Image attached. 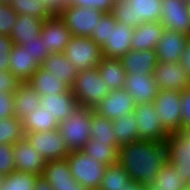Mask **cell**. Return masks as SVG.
I'll return each instance as SVG.
<instances>
[{"label": "cell", "instance_id": "1", "mask_svg": "<svg viewBox=\"0 0 190 190\" xmlns=\"http://www.w3.org/2000/svg\"><path fill=\"white\" fill-rule=\"evenodd\" d=\"M168 162L167 149L163 142L138 139L120 146L118 162L132 181L146 187L155 184L160 169Z\"/></svg>", "mask_w": 190, "mask_h": 190}, {"label": "cell", "instance_id": "2", "mask_svg": "<svg viewBox=\"0 0 190 190\" xmlns=\"http://www.w3.org/2000/svg\"><path fill=\"white\" fill-rule=\"evenodd\" d=\"M162 0H115L111 14L117 22L135 29L145 22H159Z\"/></svg>", "mask_w": 190, "mask_h": 190}, {"label": "cell", "instance_id": "3", "mask_svg": "<svg viewBox=\"0 0 190 190\" xmlns=\"http://www.w3.org/2000/svg\"><path fill=\"white\" fill-rule=\"evenodd\" d=\"M93 109L78 106L64 121L58 124V131L65 139L68 150L80 151L90 139Z\"/></svg>", "mask_w": 190, "mask_h": 190}, {"label": "cell", "instance_id": "4", "mask_svg": "<svg viewBox=\"0 0 190 190\" xmlns=\"http://www.w3.org/2000/svg\"><path fill=\"white\" fill-rule=\"evenodd\" d=\"M103 82L104 79L100 77L97 67L78 72L71 87L78 105L95 109L103 98L111 92Z\"/></svg>", "mask_w": 190, "mask_h": 190}, {"label": "cell", "instance_id": "5", "mask_svg": "<svg viewBox=\"0 0 190 190\" xmlns=\"http://www.w3.org/2000/svg\"><path fill=\"white\" fill-rule=\"evenodd\" d=\"M73 178L87 190H98L106 171V165L83 151H71L65 158Z\"/></svg>", "mask_w": 190, "mask_h": 190}, {"label": "cell", "instance_id": "6", "mask_svg": "<svg viewBox=\"0 0 190 190\" xmlns=\"http://www.w3.org/2000/svg\"><path fill=\"white\" fill-rule=\"evenodd\" d=\"M165 145L168 163L178 170L180 181L190 185V128L169 134Z\"/></svg>", "mask_w": 190, "mask_h": 190}, {"label": "cell", "instance_id": "7", "mask_svg": "<svg viewBox=\"0 0 190 190\" xmlns=\"http://www.w3.org/2000/svg\"><path fill=\"white\" fill-rule=\"evenodd\" d=\"M63 53L78 72L96 68L103 58L102 47L85 36H72Z\"/></svg>", "mask_w": 190, "mask_h": 190}, {"label": "cell", "instance_id": "8", "mask_svg": "<svg viewBox=\"0 0 190 190\" xmlns=\"http://www.w3.org/2000/svg\"><path fill=\"white\" fill-rule=\"evenodd\" d=\"M103 14L96 9L69 4L57 15L69 28L72 36L90 37Z\"/></svg>", "mask_w": 190, "mask_h": 190}, {"label": "cell", "instance_id": "9", "mask_svg": "<svg viewBox=\"0 0 190 190\" xmlns=\"http://www.w3.org/2000/svg\"><path fill=\"white\" fill-rule=\"evenodd\" d=\"M154 105L160 114L161 124L168 134L176 133L182 128L181 91L159 89Z\"/></svg>", "mask_w": 190, "mask_h": 190}, {"label": "cell", "instance_id": "10", "mask_svg": "<svg viewBox=\"0 0 190 190\" xmlns=\"http://www.w3.org/2000/svg\"><path fill=\"white\" fill-rule=\"evenodd\" d=\"M134 114L140 139L152 142H166L169 134L161 124V117L156 111L154 102L136 105Z\"/></svg>", "mask_w": 190, "mask_h": 190}, {"label": "cell", "instance_id": "11", "mask_svg": "<svg viewBox=\"0 0 190 190\" xmlns=\"http://www.w3.org/2000/svg\"><path fill=\"white\" fill-rule=\"evenodd\" d=\"M25 136L46 162L63 160L70 153L65 139L58 129L47 132L25 133Z\"/></svg>", "mask_w": 190, "mask_h": 190}, {"label": "cell", "instance_id": "12", "mask_svg": "<svg viewBox=\"0 0 190 190\" xmlns=\"http://www.w3.org/2000/svg\"><path fill=\"white\" fill-rule=\"evenodd\" d=\"M135 107L134 98L123 87L108 93L94 110L99 115L114 120L133 113Z\"/></svg>", "mask_w": 190, "mask_h": 190}, {"label": "cell", "instance_id": "13", "mask_svg": "<svg viewBox=\"0 0 190 190\" xmlns=\"http://www.w3.org/2000/svg\"><path fill=\"white\" fill-rule=\"evenodd\" d=\"M160 23L165 29L190 36V8L182 0H162Z\"/></svg>", "mask_w": 190, "mask_h": 190}, {"label": "cell", "instance_id": "14", "mask_svg": "<svg viewBox=\"0 0 190 190\" xmlns=\"http://www.w3.org/2000/svg\"><path fill=\"white\" fill-rule=\"evenodd\" d=\"M154 79L161 90L184 91L190 88V77L179 62H159L154 70Z\"/></svg>", "mask_w": 190, "mask_h": 190}, {"label": "cell", "instance_id": "15", "mask_svg": "<svg viewBox=\"0 0 190 190\" xmlns=\"http://www.w3.org/2000/svg\"><path fill=\"white\" fill-rule=\"evenodd\" d=\"M14 162L15 170L42 175L46 161L43 156L32 146L30 141L24 136L18 140L14 145Z\"/></svg>", "mask_w": 190, "mask_h": 190}, {"label": "cell", "instance_id": "16", "mask_svg": "<svg viewBox=\"0 0 190 190\" xmlns=\"http://www.w3.org/2000/svg\"><path fill=\"white\" fill-rule=\"evenodd\" d=\"M71 37L69 28L58 15L44 20L40 38L47 45L49 53H63Z\"/></svg>", "mask_w": 190, "mask_h": 190}, {"label": "cell", "instance_id": "17", "mask_svg": "<svg viewBox=\"0 0 190 190\" xmlns=\"http://www.w3.org/2000/svg\"><path fill=\"white\" fill-rule=\"evenodd\" d=\"M134 30L123 23L110 24L108 41L102 46L103 57L120 59L131 49Z\"/></svg>", "mask_w": 190, "mask_h": 190}, {"label": "cell", "instance_id": "18", "mask_svg": "<svg viewBox=\"0 0 190 190\" xmlns=\"http://www.w3.org/2000/svg\"><path fill=\"white\" fill-rule=\"evenodd\" d=\"M189 38V35L179 31L164 29L161 39L155 47L158 61L167 63L179 62L181 53Z\"/></svg>", "mask_w": 190, "mask_h": 190}, {"label": "cell", "instance_id": "19", "mask_svg": "<svg viewBox=\"0 0 190 190\" xmlns=\"http://www.w3.org/2000/svg\"><path fill=\"white\" fill-rule=\"evenodd\" d=\"M124 88L134 98L136 105L154 102L160 89L152 74H127Z\"/></svg>", "mask_w": 190, "mask_h": 190}, {"label": "cell", "instance_id": "20", "mask_svg": "<svg viewBox=\"0 0 190 190\" xmlns=\"http://www.w3.org/2000/svg\"><path fill=\"white\" fill-rule=\"evenodd\" d=\"M40 105L53 114L59 122L71 116L79 106L71 88L60 94L41 96Z\"/></svg>", "mask_w": 190, "mask_h": 190}, {"label": "cell", "instance_id": "21", "mask_svg": "<svg viewBox=\"0 0 190 190\" xmlns=\"http://www.w3.org/2000/svg\"><path fill=\"white\" fill-rule=\"evenodd\" d=\"M127 74H154L158 58L155 50H130L120 58Z\"/></svg>", "mask_w": 190, "mask_h": 190}, {"label": "cell", "instance_id": "22", "mask_svg": "<svg viewBox=\"0 0 190 190\" xmlns=\"http://www.w3.org/2000/svg\"><path fill=\"white\" fill-rule=\"evenodd\" d=\"M41 65L22 46L14 44L9 71L22 83L27 82Z\"/></svg>", "mask_w": 190, "mask_h": 190}, {"label": "cell", "instance_id": "23", "mask_svg": "<svg viewBox=\"0 0 190 190\" xmlns=\"http://www.w3.org/2000/svg\"><path fill=\"white\" fill-rule=\"evenodd\" d=\"M164 29V26L160 22L142 23L134 30L131 49L137 51L155 50Z\"/></svg>", "mask_w": 190, "mask_h": 190}, {"label": "cell", "instance_id": "24", "mask_svg": "<svg viewBox=\"0 0 190 190\" xmlns=\"http://www.w3.org/2000/svg\"><path fill=\"white\" fill-rule=\"evenodd\" d=\"M41 67L47 72L54 74V76L65 82L70 88L78 75L75 65L67 60L64 53H50Z\"/></svg>", "mask_w": 190, "mask_h": 190}, {"label": "cell", "instance_id": "25", "mask_svg": "<svg viewBox=\"0 0 190 190\" xmlns=\"http://www.w3.org/2000/svg\"><path fill=\"white\" fill-rule=\"evenodd\" d=\"M43 22V19L31 15H18L10 34L13 44L23 46L26 41L36 39L40 36Z\"/></svg>", "mask_w": 190, "mask_h": 190}, {"label": "cell", "instance_id": "26", "mask_svg": "<svg viewBox=\"0 0 190 190\" xmlns=\"http://www.w3.org/2000/svg\"><path fill=\"white\" fill-rule=\"evenodd\" d=\"M14 98V116L21 121L31 110H35L40 106L41 95L33 89L27 82L21 83L15 92Z\"/></svg>", "mask_w": 190, "mask_h": 190}, {"label": "cell", "instance_id": "27", "mask_svg": "<svg viewBox=\"0 0 190 190\" xmlns=\"http://www.w3.org/2000/svg\"><path fill=\"white\" fill-rule=\"evenodd\" d=\"M27 83L41 96L60 94L70 88L65 82L59 80L54 74L47 72L41 66L34 72Z\"/></svg>", "mask_w": 190, "mask_h": 190}, {"label": "cell", "instance_id": "28", "mask_svg": "<svg viewBox=\"0 0 190 190\" xmlns=\"http://www.w3.org/2000/svg\"><path fill=\"white\" fill-rule=\"evenodd\" d=\"M99 75L104 84L112 90L124 87L127 73L120 59L103 57L97 66Z\"/></svg>", "mask_w": 190, "mask_h": 190}, {"label": "cell", "instance_id": "29", "mask_svg": "<svg viewBox=\"0 0 190 190\" xmlns=\"http://www.w3.org/2000/svg\"><path fill=\"white\" fill-rule=\"evenodd\" d=\"M41 176L51 183L54 190L71 187L76 182L66 159L46 162Z\"/></svg>", "mask_w": 190, "mask_h": 190}, {"label": "cell", "instance_id": "30", "mask_svg": "<svg viewBox=\"0 0 190 190\" xmlns=\"http://www.w3.org/2000/svg\"><path fill=\"white\" fill-rule=\"evenodd\" d=\"M59 123L57 118L41 105L35 110H31L22 120L24 134L52 131L58 129Z\"/></svg>", "mask_w": 190, "mask_h": 190}, {"label": "cell", "instance_id": "31", "mask_svg": "<svg viewBox=\"0 0 190 190\" xmlns=\"http://www.w3.org/2000/svg\"><path fill=\"white\" fill-rule=\"evenodd\" d=\"M81 151L106 166L118 162L119 147L117 142H94L89 139Z\"/></svg>", "mask_w": 190, "mask_h": 190}, {"label": "cell", "instance_id": "32", "mask_svg": "<svg viewBox=\"0 0 190 190\" xmlns=\"http://www.w3.org/2000/svg\"><path fill=\"white\" fill-rule=\"evenodd\" d=\"M137 125L134 112L113 120V132L115 134L118 147L140 139Z\"/></svg>", "mask_w": 190, "mask_h": 190}, {"label": "cell", "instance_id": "33", "mask_svg": "<svg viewBox=\"0 0 190 190\" xmlns=\"http://www.w3.org/2000/svg\"><path fill=\"white\" fill-rule=\"evenodd\" d=\"M9 5L19 15H31L43 20L54 16L42 0H11Z\"/></svg>", "mask_w": 190, "mask_h": 190}, {"label": "cell", "instance_id": "34", "mask_svg": "<svg viewBox=\"0 0 190 190\" xmlns=\"http://www.w3.org/2000/svg\"><path fill=\"white\" fill-rule=\"evenodd\" d=\"M113 131V120L99 115L93 109L90 139L94 142H117Z\"/></svg>", "mask_w": 190, "mask_h": 190}, {"label": "cell", "instance_id": "35", "mask_svg": "<svg viewBox=\"0 0 190 190\" xmlns=\"http://www.w3.org/2000/svg\"><path fill=\"white\" fill-rule=\"evenodd\" d=\"M130 181L131 178L123 167L117 163L108 165L98 190H121Z\"/></svg>", "mask_w": 190, "mask_h": 190}, {"label": "cell", "instance_id": "36", "mask_svg": "<svg viewBox=\"0 0 190 190\" xmlns=\"http://www.w3.org/2000/svg\"><path fill=\"white\" fill-rule=\"evenodd\" d=\"M38 175L14 171L2 177L0 190H34Z\"/></svg>", "mask_w": 190, "mask_h": 190}, {"label": "cell", "instance_id": "37", "mask_svg": "<svg viewBox=\"0 0 190 190\" xmlns=\"http://www.w3.org/2000/svg\"><path fill=\"white\" fill-rule=\"evenodd\" d=\"M152 187L157 190H185L186 185L180 181L178 170L167 162L160 169Z\"/></svg>", "mask_w": 190, "mask_h": 190}, {"label": "cell", "instance_id": "38", "mask_svg": "<svg viewBox=\"0 0 190 190\" xmlns=\"http://www.w3.org/2000/svg\"><path fill=\"white\" fill-rule=\"evenodd\" d=\"M24 136L22 121L18 117L0 119V144L14 145Z\"/></svg>", "mask_w": 190, "mask_h": 190}, {"label": "cell", "instance_id": "39", "mask_svg": "<svg viewBox=\"0 0 190 190\" xmlns=\"http://www.w3.org/2000/svg\"><path fill=\"white\" fill-rule=\"evenodd\" d=\"M110 24H117L115 17L111 13H104L98 22L95 31L91 33L90 38L101 47L108 41L110 33Z\"/></svg>", "mask_w": 190, "mask_h": 190}, {"label": "cell", "instance_id": "40", "mask_svg": "<svg viewBox=\"0 0 190 190\" xmlns=\"http://www.w3.org/2000/svg\"><path fill=\"white\" fill-rule=\"evenodd\" d=\"M9 4L0 3V35H10L18 18Z\"/></svg>", "mask_w": 190, "mask_h": 190}, {"label": "cell", "instance_id": "41", "mask_svg": "<svg viewBox=\"0 0 190 190\" xmlns=\"http://www.w3.org/2000/svg\"><path fill=\"white\" fill-rule=\"evenodd\" d=\"M14 149L12 144H0V175L2 177L15 171Z\"/></svg>", "mask_w": 190, "mask_h": 190}, {"label": "cell", "instance_id": "42", "mask_svg": "<svg viewBox=\"0 0 190 190\" xmlns=\"http://www.w3.org/2000/svg\"><path fill=\"white\" fill-rule=\"evenodd\" d=\"M22 47L24 50H27L40 65H42L46 57L50 54L47 50V45L43 43L40 36L31 41H26Z\"/></svg>", "mask_w": 190, "mask_h": 190}, {"label": "cell", "instance_id": "43", "mask_svg": "<svg viewBox=\"0 0 190 190\" xmlns=\"http://www.w3.org/2000/svg\"><path fill=\"white\" fill-rule=\"evenodd\" d=\"M14 47L10 35H0V71H9L10 55Z\"/></svg>", "mask_w": 190, "mask_h": 190}, {"label": "cell", "instance_id": "44", "mask_svg": "<svg viewBox=\"0 0 190 190\" xmlns=\"http://www.w3.org/2000/svg\"><path fill=\"white\" fill-rule=\"evenodd\" d=\"M115 0H70V4L78 7H88L103 13H111Z\"/></svg>", "mask_w": 190, "mask_h": 190}, {"label": "cell", "instance_id": "45", "mask_svg": "<svg viewBox=\"0 0 190 190\" xmlns=\"http://www.w3.org/2000/svg\"><path fill=\"white\" fill-rule=\"evenodd\" d=\"M21 83L10 71H0V92L14 93Z\"/></svg>", "mask_w": 190, "mask_h": 190}, {"label": "cell", "instance_id": "46", "mask_svg": "<svg viewBox=\"0 0 190 190\" xmlns=\"http://www.w3.org/2000/svg\"><path fill=\"white\" fill-rule=\"evenodd\" d=\"M14 116V98L11 92H0V119Z\"/></svg>", "mask_w": 190, "mask_h": 190}, {"label": "cell", "instance_id": "47", "mask_svg": "<svg viewBox=\"0 0 190 190\" xmlns=\"http://www.w3.org/2000/svg\"><path fill=\"white\" fill-rule=\"evenodd\" d=\"M181 101L182 127L190 128V88L181 92Z\"/></svg>", "mask_w": 190, "mask_h": 190}, {"label": "cell", "instance_id": "48", "mask_svg": "<svg viewBox=\"0 0 190 190\" xmlns=\"http://www.w3.org/2000/svg\"><path fill=\"white\" fill-rule=\"evenodd\" d=\"M179 64L190 77V38L186 42L184 50L181 53Z\"/></svg>", "mask_w": 190, "mask_h": 190}, {"label": "cell", "instance_id": "49", "mask_svg": "<svg viewBox=\"0 0 190 190\" xmlns=\"http://www.w3.org/2000/svg\"><path fill=\"white\" fill-rule=\"evenodd\" d=\"M42 2L47 5L54 15H57L65 6L70 4V0H42Z\"/></svg>", "mask_w": 190, "mask_h": 190}, {"label": "cell", "instance_id": "50", "mask_svg": "<svg viewBox=\"0 0 190 190\" xmlns=\"http://www.w3.org/2000/svg\"><path fill=\"white\" fill-rule=\"evenodd\" d=\"M34 190H54L50 182L39 176L34 185Z\"/></svg>", "mask_w": 190, "mask_h": 190}, {"label": "cell", "instance_id": "51", "mask_svg": "<svg viewBox=\"0 0 190 190\" xmlns=\"http://www.w3.org/2000/svg\"><path fill=\"white\" fill-rule=\"evenodd\" d=\"M146 186L145 185H142L138 182H135V181H130L127 185L124 186L123 189L121 190H146Z\"/></svg>", "mask_w": 190, "mask_h": 190}, {"label": "cell", "instance_id": "52", "mask_svg": "<svg viewBox=\"0 0 190 190\" xmlns=\"http://www.w3.org/2000/svg\"><path fill=\"white\" fill-rule=\"evenodd\" d=\"M56 190H87V189L81 186L79 183L75 182L71 187L57 188Z\"/></svg>", "mask_w": 190, "mask_h": 190}, {"label": "cell", "instance_id": "53", "mask_svg": "<svg viewBox=\"0 0 190 190\" xmlns=\"http://www.w3.org/2000/svg\"><path fill=\"white\" fill-rule=\"evenodd\" d=\"M11 2V0H0V3H6L9 4Z\"/></svg>", "mask_w": 190, "mask_h": 190}, {"label": "cell", "instance_id": "54", "mask_svg": "<svg viewBox=\"0 0 190 190\" xmlns=\"http://www.w3.org/2000/svg\"><path fill=\"white\" fill-rule=\"evenodd\" d=\"M146 190H157L154 187H147Z\"/></svg>", "mask_w": 190, "mask_h": 190}, {"label": "cell", "instance_id": "55", "mask_svg": "<svg viewBox=\"0 0 190 190\" xmlns=\"http://www.w3.org/2000/svg\"><path fill=\"white\" fill-rule=\"evenodd\" d=\"M184 3L190 4V0H182Z\"/></svg>", "mask_w": 190, "mask_h": 190}, {"label": "cell", "instance_id": "56", "mask_svg": "<svg viewBox=\"0 0 190 190\" xmlns=\"http://www.w3.org/2000/svg\"><path fill=\"white\" fill-rule=\"evenodd\" d=\"M185 190H190V185L186 186Z\"/></svg>", "mask_w": 190, "mask_h": 190}]
</instances>
